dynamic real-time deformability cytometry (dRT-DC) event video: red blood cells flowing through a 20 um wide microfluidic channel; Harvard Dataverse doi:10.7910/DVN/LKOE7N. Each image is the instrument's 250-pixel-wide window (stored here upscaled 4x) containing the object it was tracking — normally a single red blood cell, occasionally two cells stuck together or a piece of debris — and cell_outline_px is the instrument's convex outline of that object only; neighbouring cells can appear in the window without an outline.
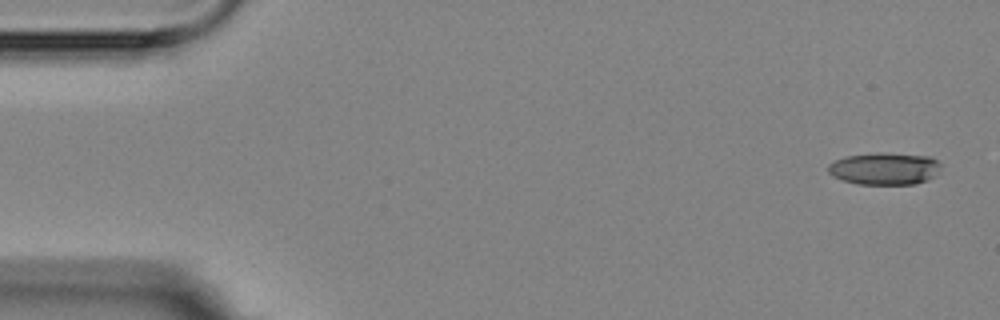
{"species": "Egyptian fruit bat (a non-hibernating species)", "species_latin": "Rousettus aegyptiacus", "temperature_condition": "room temperature", "stored_images_in_passage": 4, "camera_frame_rate_fps": 3000, "um_per_image_px": 0.085, "animal": {"sex": "female"}, "frame": {"image": 1, "passage_image": 1, "time_ms": 0.0, "image_size_px": [1000, 320], "cell_outline_px": [[940, 164], [936, 176], [928, 180], [916, 184], [856, 184], [832, 176], [828, 172], [828, 164], [844, 156], [880, 152], [884, 152], [928, 156], [936, 160]], "centroid_in_image_um": [75.18, 14.33], "position_along_channel_um": 9.8, "area_um2": 21.27}}